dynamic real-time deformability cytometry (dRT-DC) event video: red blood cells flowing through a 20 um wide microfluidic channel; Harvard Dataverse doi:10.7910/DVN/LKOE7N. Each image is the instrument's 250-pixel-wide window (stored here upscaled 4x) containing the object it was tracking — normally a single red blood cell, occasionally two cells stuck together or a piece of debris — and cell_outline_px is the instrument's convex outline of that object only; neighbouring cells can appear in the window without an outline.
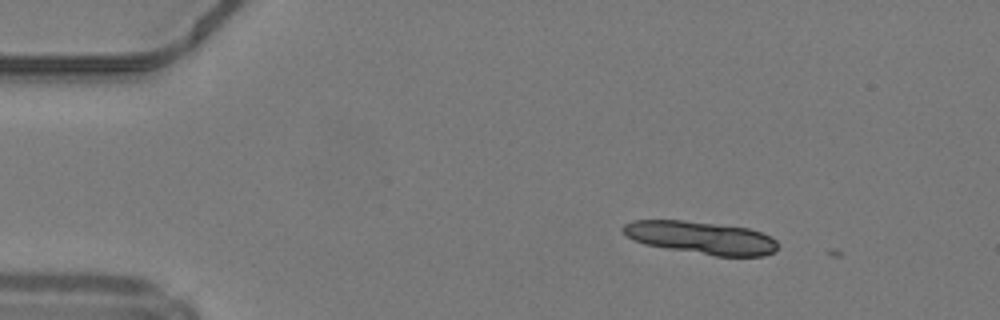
{"species": "common noctule bat (a hibernating species)", "species_latin": "Nyctalus noctula", "temperature_condition": "warm", "stored_images_in_passage": 9, "camera_frame_rate_fps": 3000, "um_per_image_px": 0.085, "animal": {"sex": "male", "body_mass_g": 19.2, "forearm_length_mm": 51.8}, "frame": {"image": 1, "passage_image": 1, "time_ms": 0.0, "image_size_px": [1000, 320], "cell_outline_px": [[776, 248], [772, 252], [764, 256], [716, 256], [644, 244], [632, 240], [620, 228], [624, 224], [632, 220], [684, 220], [748, 228], [772, 236], [776, 240]], "centroid_in_image_um": [59.56, 20.19], "position_along_channel_um": 25.4, "area_um2": 29.3}}